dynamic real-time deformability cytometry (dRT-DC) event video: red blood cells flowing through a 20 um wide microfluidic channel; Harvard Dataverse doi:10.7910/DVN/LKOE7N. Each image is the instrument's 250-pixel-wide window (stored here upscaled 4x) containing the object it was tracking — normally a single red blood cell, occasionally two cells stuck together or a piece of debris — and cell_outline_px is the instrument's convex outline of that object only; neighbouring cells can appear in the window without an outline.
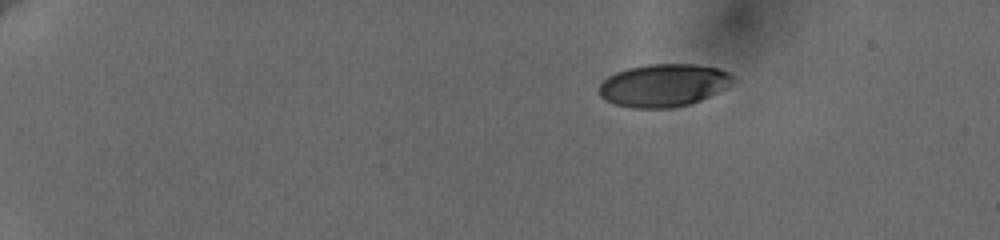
{"species": "human", "species_latin": "Homo sapiens", "temperature_condition": "cold", "stored_images_in_passage": 49, "camera_frame_rate_fps": 3000, "um_per_image_px": 0.085, "donor": {"sex": "female"}, "frame": {"image": 1, "passage_image": 1, "time_ms": 0.0, "image_size_px": [1000, 240], "cell_outline_px": [[732, 80], [724, 88], [700, 100], [688, 104], [672, 108], [632, 108], [616, 104], [600, 96], [600, 84], [608, 76], [616, 72], [628, 68], [648, 64], [696, 64], [720, 68], [728, 72], [732, 76]], "centroid_in_image_um": [56.38, 7.24], "position_along_channel_um": 28.6, "area_um2": 32.95}}
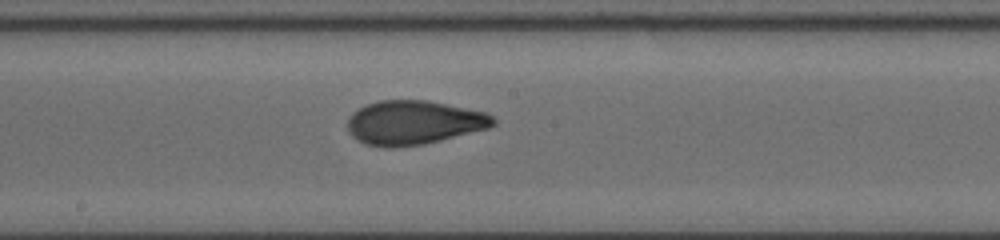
{"frame": {"image": 2, "passage_image": 26, "time_ms": 8.333, "image_size_px": [1000, 240], "cell_outline_px": [[496, 124], [488, 128], [424, 144], [392, 148], [388, 148], [364, 144], [352, 136], [348, 132], [348, 116], [352, 112], [368, 104], [380, 100], [428, 100], [488, 112], [496, 120]], "centroid_in_image_um": [35.17, 10.42], "position_along_channel_um": 213.0, "area_um2": 37.57}}
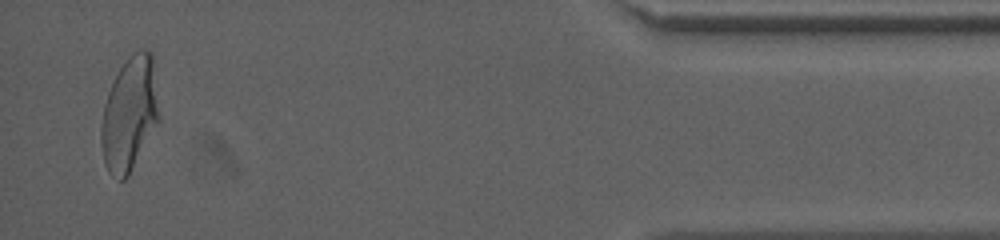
{"frame": {"image": 3, "passage_image": 48, "time_ms": 15.667, "image_size_px": [1000, 240], "cell_outline_px": [[160, 120], [128, 176], [124, 180], [120, 180], [108, 172], [104, 164], [100, 144], [100, 128], [104, 104], [108, 92], [120, 68], [128, 56], [132, 52], [140, 48], [144, 48], [152, 52], [160, 116]], "centroid_in_image_um": [11.01, 9.68], "position_along_channel_um": 424.2, "area_um2": 38.84}, "authors_computed_cell_mechanics": {"area_um2": 36.8186, "velocity_mm_per_s": 3.6365, "shape_relaxation_time_tau1_ms": 4.4198, "shape_relaxation_time_tau2_ms": 1.0798, "deformation_change_tau1": 0.1761, "deformation_change_tau2": 0.0669}}